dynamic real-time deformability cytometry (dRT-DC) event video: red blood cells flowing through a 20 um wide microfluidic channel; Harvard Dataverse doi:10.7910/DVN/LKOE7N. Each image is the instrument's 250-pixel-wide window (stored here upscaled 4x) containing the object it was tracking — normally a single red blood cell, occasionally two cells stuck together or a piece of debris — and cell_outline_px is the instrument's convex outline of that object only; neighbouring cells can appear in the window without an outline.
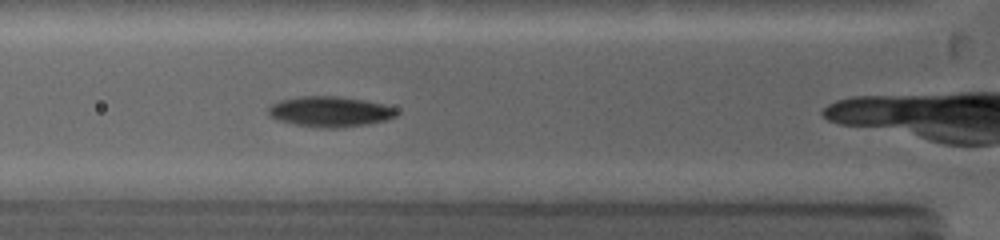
{"species": "common noctule bat (a hibernating species)", "species_latin": "Nyctalus noctula", "temperature_condition": "warm", "stored_images_in_passage": 6, "camera_frame_rate_fps": 5000, "um_per_image_px": 0.085, "animal": {"sex": "female", "body_mass_g": 19.0, "forearm_length_mm": 53.3}, "frame": {"image": 1, "passage_image": 4, "time_ms": 1.6, "image_size_px": [1000, 240], "cell_outline_px": [[400, 112], [396, 116], [384, 120], [368, 124], [336, 128], [324, 128], [296, 124], [280, 120], [268, 116], [268, 108], [272, 104], [280, 100], [300, 96], [340, 96], [364, 100], [384, 104], [396, 108]], "centroid_in_image_um": [28.07, 9.48], "position_along_channel_um": 97.7, "area_um2": 22.72}}